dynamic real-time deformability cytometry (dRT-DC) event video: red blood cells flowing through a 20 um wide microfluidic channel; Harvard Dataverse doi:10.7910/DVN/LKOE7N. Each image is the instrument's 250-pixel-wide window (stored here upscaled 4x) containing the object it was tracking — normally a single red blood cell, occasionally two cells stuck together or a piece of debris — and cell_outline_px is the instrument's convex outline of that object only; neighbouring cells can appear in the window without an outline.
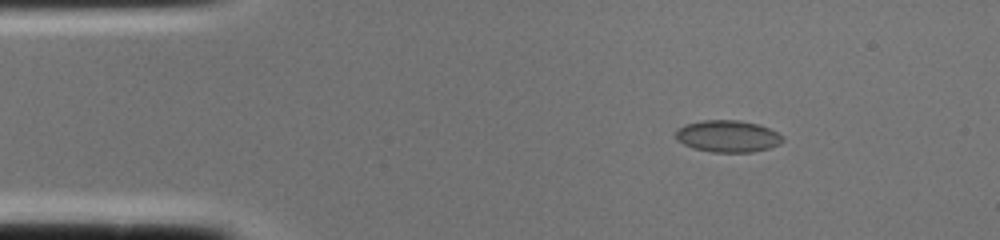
{"species": "common noctule bat (a hibernating species)", "species_latin": "Nyctalus noctula", "temperature_condition": "cold", "stored_images_in_passage": 1, "camera_frame_rate_fps": 3000, "um_per_image_px": 0.085, "animal": {"sex": "female", "body_mass_g": 22.0, "forearm_length_mm": 56.7}, "frame": {"image": 1, "passage_image": 1, "time_ms": 0.0, "image_size_px": [1000, 240], "cell_outline_px": [[784, 140], [780, 144], [768, 148], [752, 152], [712, 152], [696, 148], [684, 144], [676, 140], [676, 128], [684, 124], [704, 120], [736, 120], [756, 124], [768, 128], [776, 132]], "centroid_in_image_um": [61.82, 11.58], "position_along_channel_um": 23.2, "area_um2": 19.65}}